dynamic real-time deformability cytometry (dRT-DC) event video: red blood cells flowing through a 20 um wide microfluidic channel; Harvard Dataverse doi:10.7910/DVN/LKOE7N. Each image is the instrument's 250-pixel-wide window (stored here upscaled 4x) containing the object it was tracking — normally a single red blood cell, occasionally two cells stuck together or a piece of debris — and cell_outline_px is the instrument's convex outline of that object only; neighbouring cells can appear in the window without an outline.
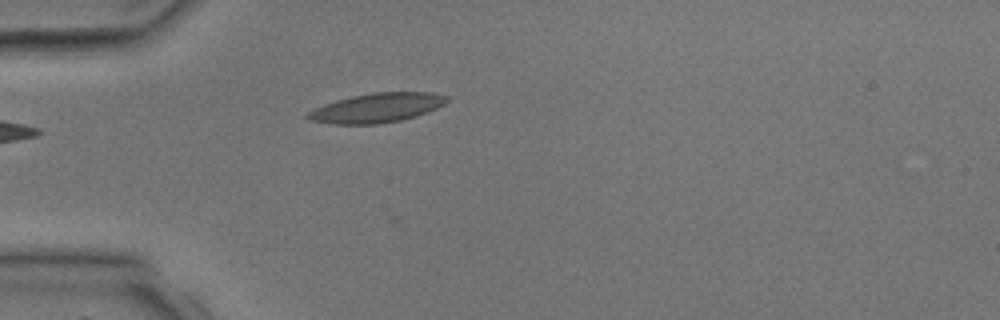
{"species": "common noctule bat (a hibernating species)", "species_latin": "Nyctalus noctula", "temperature_condition": "room temperature", "stored_images_in_passage": 3, "camera_frame_rate_fps": 3000, "um_per_image_px": 0.085, "animal": {"sex": "male", "body_mass_g": 17.9, "forearm_length_mm": 54.2}, "frame": {"image": 1, "passage_image": 3, "time_ms": 2.667, "image_size_px": [1000, 320], "cell_outline_px": [[448, 100], [444, 104], [428, 112], [416, 116], [400, 120], [380, 124], [328, 124], [308, 120], [304, 116], [308, 112], [324, 104], [336, 100], [352, 96], [372, 92], [432, 92], [448, 96]], "centroid_in_image_um": [32.01, 9.17], "position_along_channel_um": 53.0, "area_um2": 23.93}}